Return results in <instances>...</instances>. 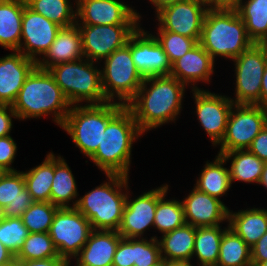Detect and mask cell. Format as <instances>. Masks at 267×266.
<instances>
[{"instance_id": "obj_12", "label": "cell", "mask_w": 267, "mask_h": 266, "mask_svg": "<svg viewBox=\"0 0 267 266\" xmlns=\"http://www.w3.org/2000/svg\"><path fill=\"white\" fill-rule=\"evenodd\" d=\"M81 32L83 57L98 62L123 47L139 24L85 25L77 24Z\"/></svg>"}, {"instance_id": "obj_42", "label": "cell", "mask_w": 267, "mask_h": 266, "mask_svg": "<svg viewBox=\"0 0 267 266\" xmlns=\"http://www.w3.org/2000/svg\"><path fill=\"white\" fill-rule=\"evenodd\" d=\"M17 144L13 138L8 135L5 137H0V166L7 172L17 171L12 168V164L16 157Z\"/></svg>"}, {"instance_id": "obj_45", "label": "cell", "mask_w": 267, "mask_h": 266, "mask_svg": "<svg viewBox=\"0 0 267 266\" xmlns=\"http://www.w3.org/2000/svg\"><path fill=\"white\" fill-rule=\"evenodd\" d=\"M12 117L17 119L11 105H0V137L10 135L12 129Z\"/></svg>"}, {"instance_id": "obj_11", "label": "cell", "mask_w": 267, "mask_h": 266, "mask_svg": "<svg viewBox=\"0 0 267 266\" xmlns=\"http://www.w3.org/2000/svg\"><path fill=\"white\" fill-rule=\"evenodd\" d=\"M232 61L235 63L236 93L234 104L260 105L262 77L267 65V50L253 44Z\"/></svg>"}, {"instance_id": "obj_18", "label": "cell", "mask_w": 267, "mask_h": 266, "mask_svg": "<svg viewBox=\"0 0 267 266\" xmlns=\"http://www.w3.org/2000/svg\"><path fill=\"white\" fill-rule=\"evenodd\" d=\"M60 29L61 26L25 5L22 16V34L18 51L27 58L37 62L40 58L38 56H44L49 50Z\"/></svg>"}, {"instance_id": "obj_19", "label": "cell", "mask_w": 267, "mask_h": 266, "mask_svg": "<svg viewBox=\"0 0 267 266\" xmlns=\"http://www.w3.org/2000/svg\"><path fill=\"white\" fill-rule=\"evenodd\" d=\"M184 219L186 224L194 227L217 226L227 220L229 209L215 197L206 194L197 188L182 200Z\"/></svg>"}, {"instance_id": "obj_57", "label": "cell", "mask_w": 267, "mask_h": 266, "mask_svg": "<svg viewBox=\"0 0 267 266\" xmlns=\"http://www.w3.org/2000/svg\"><path fill=\"white\" fill-rule=\"evenodd\" d=\"M257 266H267V260L259 263Z\"/></svg>"}, {"instance_id": "obj_30", "label": "cell", "mask_w": 267, "mask_h": 266, "mask_svg": "<svg viewBox=\"0 0 267 266\" xmlns=\"http://www.w3.org/2000/svg\"><path fill=\"white\" fill-rule=\"evenodd\" d=\"M218 154L222 155L226 161H232L229 169L231 184L235 180L246 183H259L265 162L248 149Z\"/></svg>"}, {"instance_id": "obj_59", "label": "cell", "mask_w": 267, "mask_h": 266, "mask_svg": "<svg viewBox=\"0 0 267 266\" xmlns=\"http://www.w3.org/2000/svg\"><path fill=\"white\" fill-rule=\"evenodd\" d=\"M265 48H266V50H267V39L263 42V44H262Z\"/></svg>"}, {"instance_id": "obj_24", "label": "cell", "mask_w": 267, "mask_h": 266, "mask_svg": "<svg viewBox=\"0 0 267 266\" xmlns=\"http://www.w3.org/2000/svg\"><path fill=\"white\" fill-rule=\"evenodd\" d=\"M33 202L23 171L6 172L0 179V205L5 218H21Z\"/></svg>"}, {"instance_id": "obj_31", "label": "cell", "mask_w": 267, "mask_h": 266, "mask_svg": "<svg viewBox=\"0 0 267 266\" xmlns=\"http://www.w3.org/2000/svg\"><path fill=\"white\" fill-rule=\"evenodd\" d=\"M229 228L221 229L220 225L196 227L194 256L199 266H216L219 258L220 242L223 233Z\"/></svg>"}, {"instance_id": "obj_50", "label": "cell", "mask_w": 267, "mask_h": 266, "mask_svg": "<svg viewBox=\"0 0 267 266\" xmlns=\"http://www.w3.org/2000/svg\"><path fill=\"white\" fill-rule=\"evenodd\" d=\"M240 0H212V7L234 8Z\"/></svg>"}, {"instance_id": "obj_38", "label": "cell", "mask_w": 267, "mask_h": 266, "mask_svg": "<svg viewBox=\"0 0 267 266\" xmlns=\"http://www.w3.org/2000/svg\"><path fill=\"white\" fill-rule=\"evenodd\" d=\"M59 208L51 202L34 201L21 217L23 224L27 227L29 233L49 232Z\"/></svg>"}, {"instance_id": "obj_7", "label": "cell", "mask_w": 267, "mask_h": 266, "mask_svg": "<svg viewBox=\"0 0 267 266\" xmlns=\"http://www.w3.org/2000/svg\"><path fill=\"white\" fill-rule=\"evenodd\" d=\"M88 59L57 64L49 69L71 105L107 103L102 89L101 70ZM95 66V67H94Z\"/></svg>"}, {"instance_id": "obj_46", "label": "cell", "mask_w": 267, "mask_h": 266, "mask_svg": "<svg viewBox=\"0 0 267 266\" xmlns=\"http://www.w3.org/2000/svg\"><path fill=\"white\" fill-rule=\"evenodd\" d=\"M252 266L267 260V232L250 248Z\"/></svg>"}, {"instance_id": "obj_28", "label": "cell", "mask_w": 267, "mask_h": 266, "mask_svg": "<svg viewBox=\"0 0 267 266\" xmlns=\"http://www.w3.org/2000/svg\"><path fill=\"white\" fill-rule=\"evenodd\" d=\"M234 8L245 24L249 39L254 44H263L267 39V0H240Z\"/></svg>"}, {"instance_id": "obj_5", "label": "cell", "mask_w": 267, "mask_h": 266, "mask_svg": "<svg viewBox=\"0 0 267 266\" xmlns=\"http://www.w3.org/2000/svg\"><path fill=\"white\" fill-rule=\"evenodd\" d=\"M109 182H104L89 191L72 206L81 212L91 224L93 230L118 231L126 204V192L129 189V176L106 174Z\"/></svg>"}, {"instance_id": "obj_37", "label": "cell", "mask_w": 267, "mask_h": 266, "mask_svg": "<svg viewBox=\"0 0 267 266\" xmlns=\"http://www.w3.org/2000/svg\"><path fill=\"white\" fill-rule=\"evenodd\" d=\"M18 260H37L60 257L48 232L29 233L19 252Z\"/></svg>"}, {"instance_id": "obj_16", "label": "cell", "mask_w": 267, "mask_h": 266, "mask_svg": "<svg viewBox=\"0 0 267 266\" xmlns=\"http://www.w3.org/2000/svg\"><path fill=\"white\" fill-rule=\"evenodd\" d=\"M192 91L197 118L212 144L216 146L225 135L228 118L234 103L230 97L217 95L208 90L196 89Z\"/></svg>"}, {"instance_id": "obj_6", "label": "cell", "mask_w": 267, "mask_h": 266, "mask_svg": "<svg viewBox=\"0 0 267 266\" xmlns=\"http://www.w3.org/2000/svg\"><path fill=\"white\" fill-rule=\"evenodd\" d=\"M118 102L72 105L62 125L80 149L90 158L101 144L108 122L124 107Z\"/></svg>"}, {"instance_id": "obj_13", "label": "cell", "mask_w": 267, "mask_h": 266, "mask_svg": "<svg viewBox=\"0 0 267 266\" xmlns=\"http://www.w3.org/2000/svg\"><path fill=\"white\" fill-rule=\"evenodd\" d=\"M209 4L203 0H184L162 7L157 13L158 30L170 31L198 42Z\"/></svg>"}, {"instance_id": "obj_14", "label": "cell", "mask_w": 267, "mask_h": 266, "mask_svg": "<svg viewBox=\"0 0 267 266\" xmlns=\"http://www.w3.org/2000/svg\"><path fill=\"white\" fill-rule=\"evenodd\" d=\"M168 186L167 184L162 185L130 200L127 189L122 221L117 231L123 238H141L146 229L154 227L157 202L168 193Z\"/></svg>"}, {"instance_id": "obj_36", "label": "cell", "mask_w": 267, "mask_h": 266, "mask_svg": "<svg viewBox=\"0 0 267 266\" xmlns=\"http://www.w3.org/2000/svg\"><path fill=\"white\" fill-rule=\"evenodd\" d=\"M164 194L157 202L154 227L161 234L173 231L185 224L184 207L180 200H165Z\"/></svg>"}, {"instance_id": "obj_10", "label": "cell", "mask_w": 267, "mask_h": 266, "mask_svg": "<svg viewBox=\"0 0 267 266\" xmlns=\"http://www.w3.org/2000/svg\"><path fill=\"white\" fill-rule=\"evenodd\" d=\"M267 125V111L260 105L234 104L219 153L248 149Z\"/></svg>"}, {"instance_id": "obj_20", "label": "cell", "mask_w": 267, "mask_h": 266, "mask_svg": "<svg viewBox=\"0 0 267 266\" xmlns=\"http://www.w3.org/2000/svg\"><path fill=\"white\" fill-rule=\"evenodd\" d=\"M37 63L19 51L0 58V105L15 102L26 77Z\"/></svg>"}, {"instance_id": "obj_41", "label": "cell", "mask_w": 267, "mask_h": 266, "mask_svg": "<svg viewBox=\"0 0 267 266\" xmlns=\"http://www.w3.org/2000/svg\"><path fill=\"white\" fill-rule=\"evenodd\" d=\"M158 237L133 238L134 266H161L162 258Z\"/></svg>"}, {"instance_id": "obj_9", "label": "cell", "mask_w": 267, "mask_h": 266, "mask_svg": "<svg viewBox=\"0 0 267 266\" xmlns=\"http://www.w3.org/2000/svg\"><path fill=\"white\" fill-rule=\"evenodd\" d=\"M92 230L90 221L75 207H62L56 211L48 233L58 255L70 263L86 244Z\"/></svg>"}, {"instance_id": "obj_52", "label": "cell", "mask_w": 267, "mask_h": 266, "mask_svg": "<svg viewBox=\"0 0 267 266\" xmlns=\"http://www.w3.org/2000/svg\"><path fill=\"white\" fill-rule=\"evenodd\" d=\"M258 184H261L267 188V161L264 163L263 172Z\"/></svg>"}, {"instance_id": "obj_23", "label": "cell", "mask_w": 267, "mask_h": 266, "mask_svg": "<svg viewBox=\"0 0 267 266\" xmlns=\"http://www.w3.org/2000/svg\"><path fill=\"white\" fill-rule=\"evenodd\" d=\"M83 58L81 32L77 24L61 27L49 50L39 59L37 67L49 70L51 67Z\"/></svg>"}, {"instance_id": "obj_53", "label": "cell", "mask_w": 267, "mask_h": 266, "mask_svg": "<svg viewBox=\"0 0 267 266\" xmlns=\"http://www.w3.org/2000/svg\"><path fill=\"white\" fill-rule=\"evenodd\" d=\"M161 266H193L191 263H177L163 261Z\"/></svg>"}, {"instance_id": "obj_8", "label": "cell", "mask_w": 267, "mask_h": 266, "mask_svg": "<svg viewBox=\"0 0 267 266\" xmlns=\"http://www.w3.org/2000/svg\"><path fill=\"white\" fill-rule=\"evenodd\" d=\"M104 60V68L101 70L104 96L108 102L119 100V104L126 106L135 97L144 80L131 57L130 38L123 47Z\"/></svg>"}, {"instance_id": "obj_15", "label": "cell", "mask_w": 267, "mask_h": 266, "mask_svg": "<svg viewBox=\"0 0 267 266\" xmlns=\"http://www.w3.org/2000/svg\"><path fill=\"white\" fill-rule=\"evenodd\" d=\"M130 54L143 78L170 75L172 64L168 55L154 35L140 25L130 36Z\"/></svg>"}, {"instance_id": "obj_34", "label": "cell", "mask_w": 267, "mask_h": 266, "mask_svg": "<svg viewBox=\"0 0 267 266\" xmlns=\"http://www.w3.org/2000/svg\"><path fill=\"white\" fill-rule=\"evenodd\" d=\"M216 266H252L250 247L231 228L223 233Z\"/></svg>"}, {"instance_id": "obj_35", "label": "cell", "mask_w": 267, "mask_h": 266, "mask_svg": "<svg viewBox=\"0 0 267 266\" xmlns=\"http://www.w3.org/2000/svg\"><path fill=\"white\" fill-rule=\"evenodd\" d=\"M25 2L30 9L61 27L76 24V10H73L70 0H25Z\"/></svg>"}, {"instance_id": "obj_48", "label": "cell", "mask_w": 267, "mask_h": 266, "mask_svg": "<svg viewBox=\"0 0 267 266\" xmlns=\"http://www.w3.org/2000/svg\"><path fill=\"white\" fill-rule=\"evenodd\" d=\"M260 106L263 107L267 111V65L265 67L263 77H262Z\"/></svg>"}, {"instance_id": "obj_27", "label": "cell", "mask_w": 267, "mask_h": 266, "mask_svg": "<svg viewBox=\"0 0 267 266\" xmlns=\"http://www.w3.org/2000/svg\"><path fill=\"white\" fill-rule=\"evenodd\" d=\"M25 0H5L0 3V45L18 51L22 34Z\"/></svg>"}, {"instance_id": "obj_3", "label": "cell", "mask_w": 267, "mask_h": 266, "mask_svg": "<svg viewBox=\"0 0 267 266\" xmlns=\"http://www.w3.org/2000/svg\"><path fill=\"white\" fill-rule=\"evenodd\" d=\"M143 135L131 110L124 106L107 124L101 144L89 158L104 174L128 176L133 142Z\"/></svg>"}, {"instance_id": "obj_51", "label": "cell", "mask_w": 267, "mask_h": 266, "mask_svg": "<svg viewBox=\"0 0 267 266\" xmlns=\"http://www.w3.org/2000/svg\"><path fill=\"white\" fill-rule=\"evenodd\" d=\"M154 6L155 11L158 12L162 7L173 4L175 2H180L184 0H149Z\"/></svg>"}, {"instance_id": "obj_26", "label": "cell", "mask_w": 267, "mask_h": 266, "mask_svg": "<svg viewBox=\"0 0 267 266\" xmlns=\"http://www.w3.org/2000/svg\"><path fill=\"white\" fill-rule=\"evenodd\" d=\"M228 225L251 248L267 232V209L229 210Z\"/></svg>"}, {"instance_id": "obj_44", "label": "cell", "mask_w": 267, "mask_h": 266, "mask_svg": "<svg viewBox=\"0 0 267 266\" xmlns=\"http://www.w3.org/2000/svg\"><path fill=\"white\" fill-rule=\"evenodd\" d=\"M248 150L262 161H267V125L253 139Z\"/></svg>"}, {"instance_id": "obj_55", "label": "cell", "mask_w": 267, "mask_h": 266, "mask_svg": "<svg viewBox=\"0 0 267 266\" xmlns=\"http://www.w3.org/2000/svg\"><path fill=\"white\" fill-rule=\"evenodd\" d=\"M4 208L0 205V221L3 220L5 218L4 216Z\"/></svg>"}, {"instance_id": "obj_47", "label": "cell", "mask_w": 267, "mask_h": 266, "mask_svg": "<svg viewBox=\"0 0 267 266\" xmlns=\"http://www.w3.org/2000/svg\"><path fill=\"white\" fill-rule=\"evenodd\" d=\"M66 259L62 257H53L37 260H18V266H70Z\"/></svg>"}, {"instance_id": "obj_54", "label": "cell", "mask_w": 267, "mask_h": 266, "mask_svg": "<svg viewBox=\"0 0 267 266\" xmlns=\"http://www.w3.org/2000/svg\"><path fill=\"white\" fill-rule=\"evenodd\" d=\"M0 266H18V259L14 257L12 260L5 264H1Z\"/></svg>"}, {"instance_id": "obj_4", "label": "cell", "mask_w": 267, "mask_h": 266, "mask_svg": "<svg viewBox=\"0 0 267 266\" xmlns=\"http://www.w3.org/2000/svg\"><path fill=\"white\" fill-rule=\"evenodd\" d=\"M199 43L214 60L217 56L233 60L254 44L237 10L225 7L207 10Z\"/></svg>"}, {"instance_id": "obj_33", "label": "cell", "mask_w": 267, "mask_h": 266, "mask_svg": "<svg viewBox=\"0 0 267 266\" xmlns=\"http://www.w3.org/2000/svg\"><path fill=\"white\" fill-rule=\"evenodd\" d=\"M26 189L33 201L50 202L54 178V153H48L42 164L23 172Z\"/></svg>"}, {"instance_id": "obj_29", "label": "cell", "mask_w": 267, "mask_h": 266, "mask_svg": "<svg viewBox=\"0 0 267 266\" xmlns=\"http://www.w3.org/2000/svg\"><path fill=\"white\" fill-rule=\"evenodd\" d=\"M226 162L220 154L214 162L207 161L194 187L217 199L226 195L231 187L229 168L224 167Z\"/></svg>"}, {"instance_id": "obj_58", "label": "cell", "mask_w": 267, "mask_h": 266, "mask_svg": "<svg viewBox=\"0 0 267 266\" xmlns=\"http://www.w3.org/2000/svg\"><path fill=\"white\" fill-rule=\"evenodd\" d=\"M203 1H205L206 3L209 4L210 7H212V0H203Z\"/></svg>"}, {"instance_id": "obj_17", "label": "cell", "mask_w": 267, "mask_h": 266, "mask_svg": "<svg viewBox=\"0 0 267 266\" xmlns=\"http://www.w3.org/2000/svg\"><path fill=\"white\" fill-rule=\"evenodd\" d=\"M75 3L76 24H139L141 19L139 12L133 10L134 7L120 0H75Z\"/></svg>"}, {"instance_id": "obj_56", "label": "cell", "mask_w": 267, "mask_h": 266, "mask_svg": "<svg viewBox=\"0 0 267 266\" xmlns=\"http://www.w3.org/2000/svg\"><path fill=\"white\" fill-rule=\"evenodd\" d=\"M7 171L5 169H3L1 166H0V179L3 177V175L6 173Z\"/></svg>"}, {"instance_id": "obj_25", "label": "cell", "mask_w": 267, "mask_h": 266, "mask_svg": "<svg viewBox=\"0 0 267 266\" xmlns=\"http://www.w3.org/2000/svg\"><path fill=\"white\" fill-rule=\"evenodd\" d=\"M196 227L190 224L163 234L159 241L162 261L191 263Z\"/></svg>"}, {"instance_id": "obj_1", "label": "cell", "mask_w": 267, "mask_h": 266, "mask_svg": "<svg viewBox=\"0 0 267 266\" xmlns=\"http://www.w3.org/2000/svg\"><path fill=\"white\" fill-rule=\"evenodd\" d=\"M185 88V84L170 75L147 77L126 106L139 129L145 133L176 120L182 109Z\"/></svg>"}, {"instance_id": "obj_21", "label": "cell", "mask_w": 267, "mask_h": 266, "mask_svg": "<svg viewBox=\"0 0 267 266\" xmlns=\"http://www.w3.org/2000/svg\"><path fill=\"white\" fill-rule=\"evenodd\" d=\"M215 60L198 42L186 54L172 64L170 76L186 86L191 83L192 90L199 89L196 82H210Z\"/></svg>"}, {"instance_id": "obj_43", "label": "cell", "mask_w": 267, "mask_h": 266, "mask_svg": "<svg viewBox=\"0 0 267 266\" xmlns=\"http://www.w3.org/2000/svg\"><path fill=\"white\" fill-rule=\"evenodd\" d=\"M112 266H134L133 238H121L113 257Z\"/></svg>"}, {"instance_id": "obj_22", "label": "cell", "mask_w": 267, "mask_h": 266, "mask_svg": "<svg viewBox=\"0 0 267 266\" xmlns=\"http://www.w3.org/2000/svg\"><path fill=\"white\" fill-rule=\"evenodd\" d=\"M122 236L115 230H92L86 244L75 257L77 266H112Z\"/></svg>"}, {"instance_id": "obj_2", "label": "cell", "mask_w": 267, "mask_h": 266, "mask_svg": "<svg viewBox=\"0 0 267 266\" xmlns=\"http://www.w3.org/2000/svg\"><path fill=\"white\" fill-rule=\"evenodd\" d=\"M71 106L49 70L36 66L26 77L12 109L21 120L52 114L54 122L61 126Z\"/></svg>"}, {"instance_id": "obj_40", "label": "cell", "mask_w": 267, "mask_h": 266, "mask_svg": "<svg viewBox=\"0 0 267 266\" xmlns=\"http://www.w3.org/2000/svg\"><path fill=\"white\" fill-rule=\"evenodd\" d=\"M158 43L162 46L164 52L168 55L169 61L173 64L176 60L192 49L198 41L194 38H189L177 33L165 30H158Z\"/></svg>"}, {"instance_id": "obj_49", "label": "cell", "mask_w": 267, "mask_h": 266, "mask_svg": "<svg viewBox=\"0 0 267 266\" xmlns=\"http://www.w3.org/2000/svg\"><path fill=\"white\" fill-rule=\"evenodd\" d=\"M15 256L0 242V265L12 260Z\"/></svg>"}, {"instance_id": "obj_39", "label": "cell", "mask_w": 267, "mask_h": 266, "mask_svg": "<svg viewBox=\"0 0 267 266\" xmlns=\"http://www.w3.org/2000/svg\"><path fill=\"white\" fill-rule=\"evenodd\" d=\"M28 234L22 218H4L0 221V242L14 256L23 246Z\"/></svg>"}, {"instance_id": "obj_32", "label": "cell", "mask_w": 267, "mask_h": 266, "mask_svg": "<svg viewBox=\"0 0 267 266\" xmlns=\"http://www.w3.org/2000/svg\"><path fill=\"white\" fill-rule=\"evenodd\" d=\"M76 181L70 167L60 155H54V178L52 180L50 202L60 208L71 207L69 202L78 195Z\"/></svg>"}]
</instances>
